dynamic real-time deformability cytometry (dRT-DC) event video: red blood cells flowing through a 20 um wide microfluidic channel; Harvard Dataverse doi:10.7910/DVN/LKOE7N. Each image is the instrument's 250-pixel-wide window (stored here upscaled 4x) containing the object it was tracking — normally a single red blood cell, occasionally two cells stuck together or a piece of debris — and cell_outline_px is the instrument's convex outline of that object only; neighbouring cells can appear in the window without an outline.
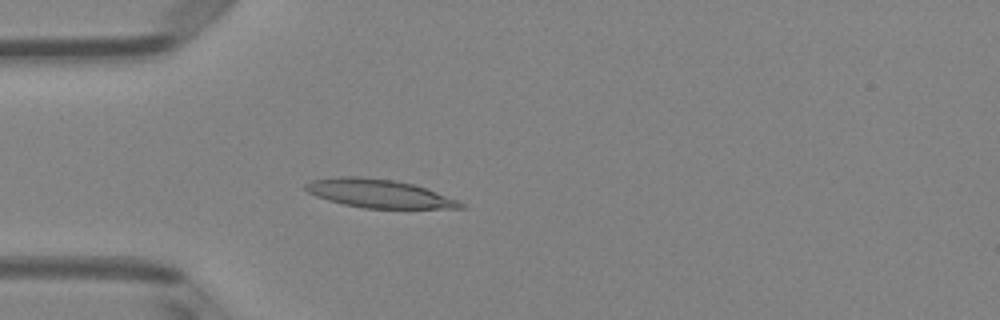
{"species": "Egyptian fruit bat (a non-hibernating species)", "species_latin": "Rousettus aegyptiacus", "temperature_condition": "room temperature", "stored_images_in_passage": 50, "camera_frame_rate_fps": 3000, "um_per_image_px": 0.085, "animal": {"sex": "female"}, "frame": {"image": 1, "passage_image": 14, "time_ms": 4.333, "image_size_px": [1000, 320], "cell_outline_px": [[468, 208], [364, 208], [344, 204], [328, 200], [316, 196], [308, 192], [304, 188], [304, 184], [312, 180], [340, 176], [360, 176], [392, 180], [412, 184], [436, 192], [456, 200], [464, 204]], "centroid_in_image_um": [32.16, 16.45], "position_along_channel_um": 52.8, "area_um2": 25.32}}
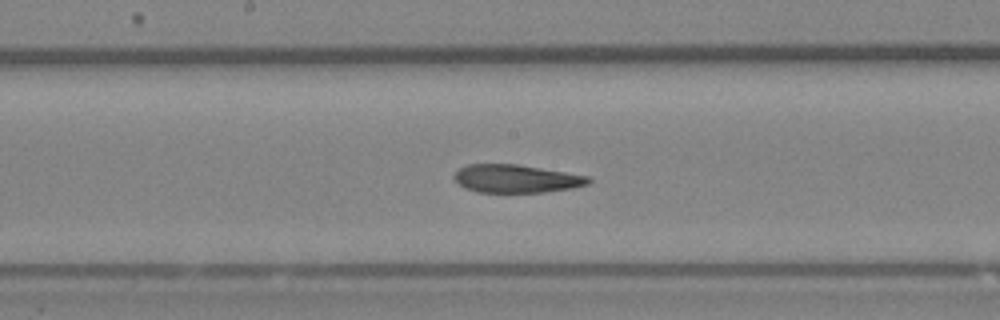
{"frame": {"image": 2, "passage_image": 26, "time_ms": 8.333, "image_size_px": [1000, 320], "cell_outline_px": [[592, 180], [588, 184], [572, 188], [544, 192], [476, 192], [464, 188], [452, 176], [460, 168], [468, 164], [516, 164], [592, 176]], "centroid_in_image_um": [43.9, 15.18], "position_along_channel_um": 204.3, "area_um2": 22.02}}
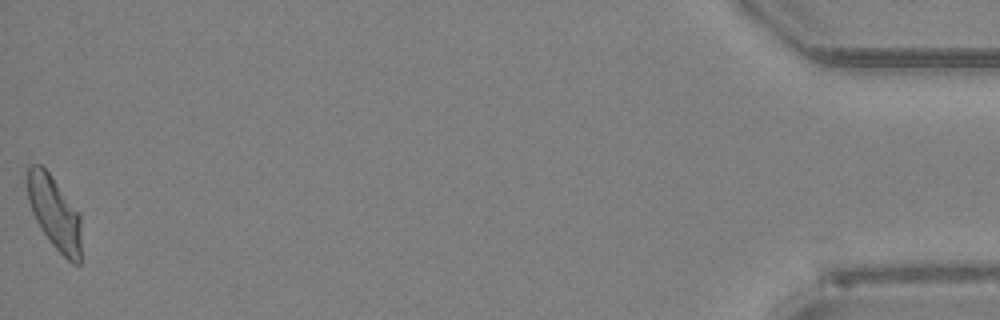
{"frame": {"image": 3, "passage_image": 50, "time_ms": 16.333, "image_size_px": [1000, 320], "cell_outline_px": [[80, 264], [72, 264], [52, 244], [36, 220], [32, 212], [28, 200], [28, 168], [32, 164], [40, 164], [48, 172], [80, 212]], "centroid_in_image_um": [4.65, 18.1], "position_along_channel_um": 430.5, "area_um2": 22.6}, "authors_computed_cell_mechanics": {"area_um2": 23.2645, "velocity_mm_per_s": 4.0334, "shape_relaxation_time_tau1_ms": 5.2705, "shape_relaxation_time_tau2_ms": 2.3676, "deformation_change_tau1": 0.2011, "deformation_change_tau2": 0.1052}}